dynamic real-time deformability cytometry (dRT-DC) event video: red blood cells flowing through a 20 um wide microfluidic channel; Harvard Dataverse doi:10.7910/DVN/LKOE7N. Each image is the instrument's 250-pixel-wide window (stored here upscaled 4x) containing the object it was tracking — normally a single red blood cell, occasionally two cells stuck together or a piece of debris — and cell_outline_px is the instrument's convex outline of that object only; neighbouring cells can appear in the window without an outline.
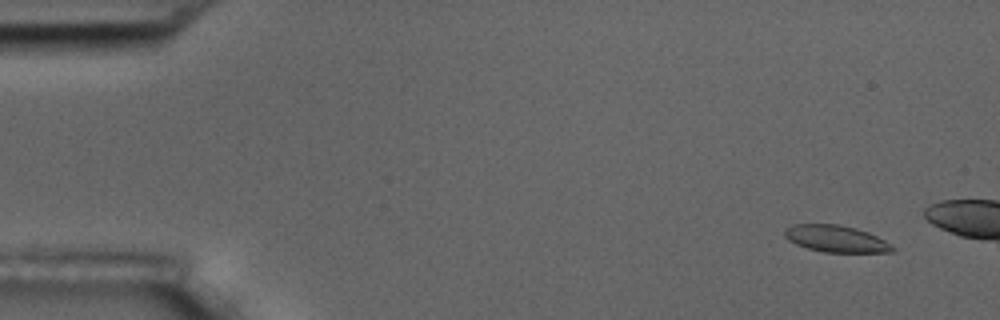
{"species": "common noctule bat (a hibernating species)", "species_latin": "Nyctalus noctula", "temperature_condition": "room temperature", "stored_images_in_passage": 4, "camera_frame_rate_fps": 3000, "um_per_image_px": 0.085, "animal": {"sex": "male", "body_mass_g": 17.5, "forearm_length_mm": 52.3}, "frame": {"image": 1, "passage_image": 1, "time_ms": 0.0, "image_size_px": [1000, 320], "cell_outline_px": [[896, 248], [892, 252], [824, 252], [808, 248], [796, 244], [788, 240], [784, 236], [784, 228], [792, 224], [836, 224], [856, 228], [868, 232], [892, 244]], "centroid_in_image_um": [71.04, 20.29], "position_along_channel_um": 14.0, "area_um2": 16.88}}